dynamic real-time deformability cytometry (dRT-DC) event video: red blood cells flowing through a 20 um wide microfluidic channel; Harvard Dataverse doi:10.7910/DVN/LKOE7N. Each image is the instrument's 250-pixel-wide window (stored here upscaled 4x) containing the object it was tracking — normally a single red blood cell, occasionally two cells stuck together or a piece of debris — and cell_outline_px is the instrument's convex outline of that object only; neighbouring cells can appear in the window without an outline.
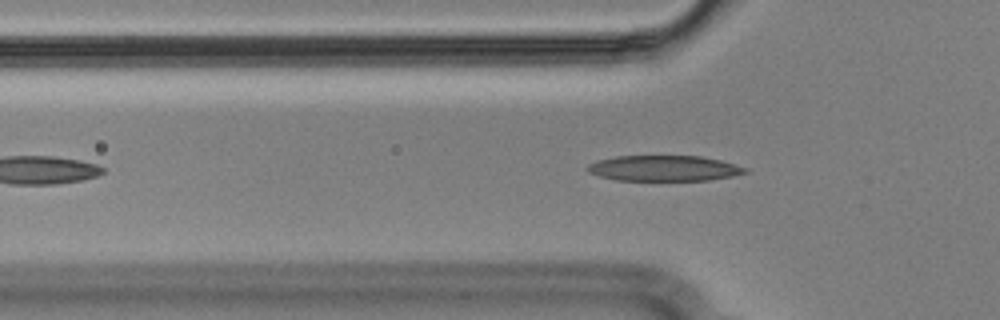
{"species": "Egyptian fruit bat (a non-hibernating species)", "species_latin": "Rousettus aegyptiacus", "temperature_condition": "cold", "stored_images_in_passage": 46, "camera_frame_rate_fps": 3000, "um_per_image_px": 0.085, "animal": {"sex": "male"}, "frame": {"image": 1, "passage_image": 11, "time_ms": 3.333, "image_size_px": [1000, 320], "cell_outline_px": [[748, 172], [732, 176], [708, 180], [616, 180], [600, 176], [588, 172], [584, 168], [588, 164], [596, 160], [616, 156], [700, 156], [720, 160], [748, 168]], "centroid_in_image_um": [56.4, 14.3], "position_along_channel_um": 69.4, "area_um2": 23.52}}
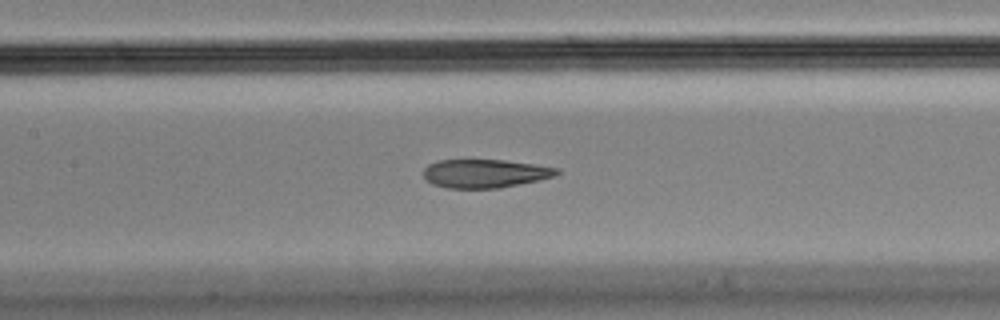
{"frame": {"image": 2, "passage_image": 19, "time_ms": 6.0, "image_size_px": [1000, 320], "cell_outline_px": [[560, 172], [552, 176], [540, 180], [500, 188], [448, 188], [432, 184], [424, 180], [424, 168], [428, 164], [440, 160], [504, 160], [536, 164], [560, 168]], "centroid_in_image_um": [41.22, 14.74], "position_along_channel_um": 166.2, "area_um2": 22.25}}
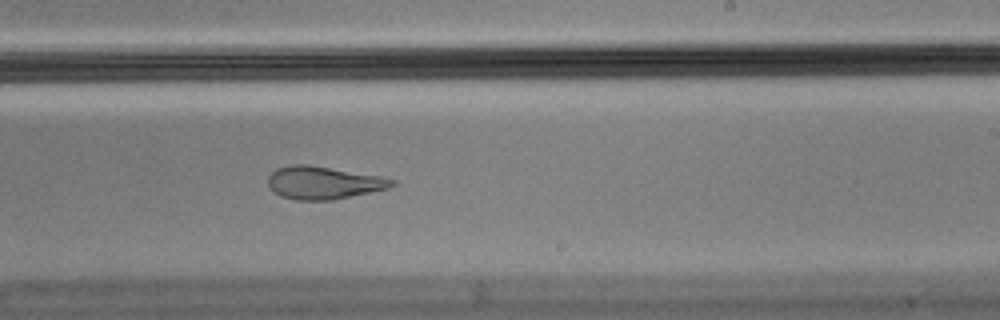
{"frame": {"image": 3, "passage_image": 27, "time_ms": 8.667, "image_size_px": [1000, 320], "cell_outline_px": [[396, 184], [388, 188], [332, 200], [296, 200], [280, 196], [268, 184], [268, 176], [276, 168], [292, 164], [308, 164], [380, 176], [396, 180]], "centroid_in_image_um": [27.48, 15.52], "position_along_channel_um": 261.5, "area_um2": 23.52}, "authors_computed_cell_mechanics": {"area_um2": 23.5824, "velocity_mm_per_s": 3.5892, "shape_relaxation_time_tau1_ms": null, "shape_relaxation_time_tau2_ms": 2.0643, "deformation_change_tau1": null, "deformation_change_tau2": 0.1094}}